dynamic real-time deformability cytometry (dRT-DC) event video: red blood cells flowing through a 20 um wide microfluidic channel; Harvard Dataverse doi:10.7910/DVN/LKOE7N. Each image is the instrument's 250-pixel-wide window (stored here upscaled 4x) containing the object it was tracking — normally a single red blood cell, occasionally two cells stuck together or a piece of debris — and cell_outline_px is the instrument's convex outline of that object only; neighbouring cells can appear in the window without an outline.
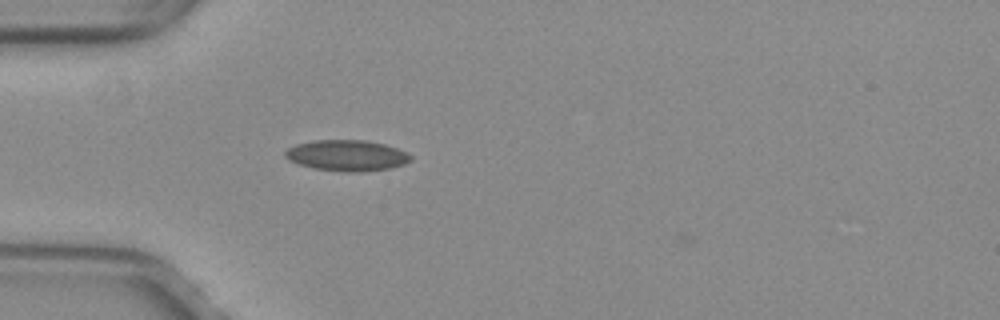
{"species": "common noctule bat (a hibernating species)", "species_latin": "Nyctalus noctula", "temperature_condition": "warm", "stored_images_in_passage": 4, "camera_frame_rate_fps": 3000, "um_per_image_px": 0.085, "animal": {"sex": "female", "body_mass_g": 29.2, "forearm_length_mm": 56.3}, "frame": {"image": 1, "passage_image": 3, "time_ms": 0.667, "image_size_px": [1000, 320], "cell_outline_px": [[412, 160], [404, 164], [392, 168], [360, 172], [344, 172], [312, 168], [288, 160], [284, 156], [284, 152], [288, 148], [296, 144], [312, 140], [364, 140], [384, 144], [408, 152], [412, 156]], "centroid_in_image_um": [29.49, 13.22], "position_along_channel_um": 55.5, "area_um2": 22.83}}